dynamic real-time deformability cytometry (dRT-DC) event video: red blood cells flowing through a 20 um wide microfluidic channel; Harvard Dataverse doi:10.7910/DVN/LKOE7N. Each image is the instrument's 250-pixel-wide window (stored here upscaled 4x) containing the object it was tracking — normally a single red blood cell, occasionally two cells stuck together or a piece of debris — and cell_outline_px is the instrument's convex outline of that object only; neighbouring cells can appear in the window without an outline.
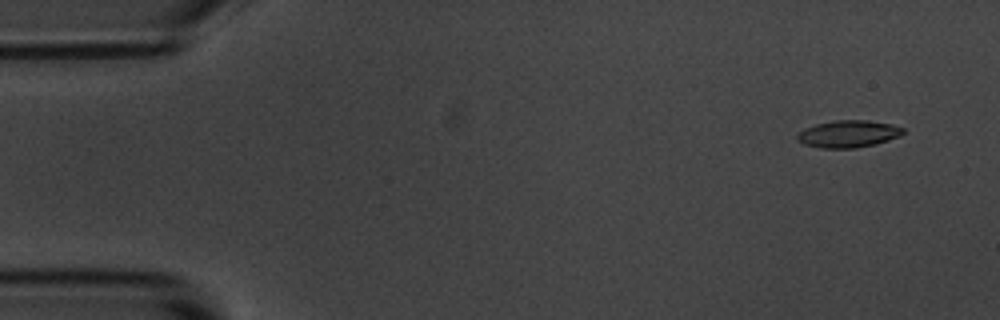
{"species": "common noctule bat (a hibernating species)", "species_latin": "Nyctalus noctula", "temperature_condition": "room temperature", "stored_images_in_passage": 8, "camera_frame_rate_fps": 3000, "um_per_image_px": 0.085, "animal": {"sex": "male", "body_mass_g": 20.1, "forearm_length_mm": 53.5}, "frame": {"image": 1, "passage_image": 1, "time_ms": 0.0, "image_size_px": [1000, 320], "cell_outline_px": [[904, 132], [900, 136], [876, 144], [856, 148], [820, 148], [804, 144], [796, 140], [796, 132], [804, 128], [816, 124], [836, 120], [864, 120], [892, 124], [904, 128]], "centroid_in_image_um": [72.07, 11.38], "position_along_channel_um": 12.9, "area_um2": 16.88}}
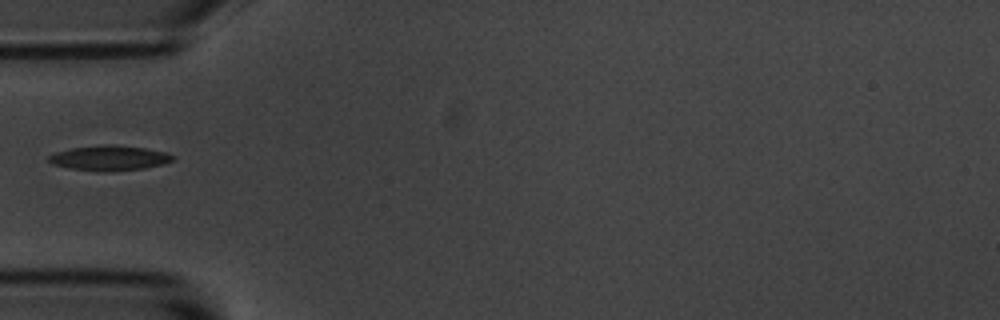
{"frame": {"image": 2, "passage_image": 5, "time_ms": 4.667, "image_size_px": [1000, 320], "cell_outline_px": [[176, 156], [172, 160], [164, 164], [144, 168], [108, 172], [96, 172], [72, 168], [52, 164], [48, 160], [48, 156], [56, 152], [72, 148], [108, 144], [112, 144], [144, 148], [164, 152]], "centroid_in_image_um": [9.3, 13.44], "position_along_channel_um": 75.7, "area_um2": 18.03}}
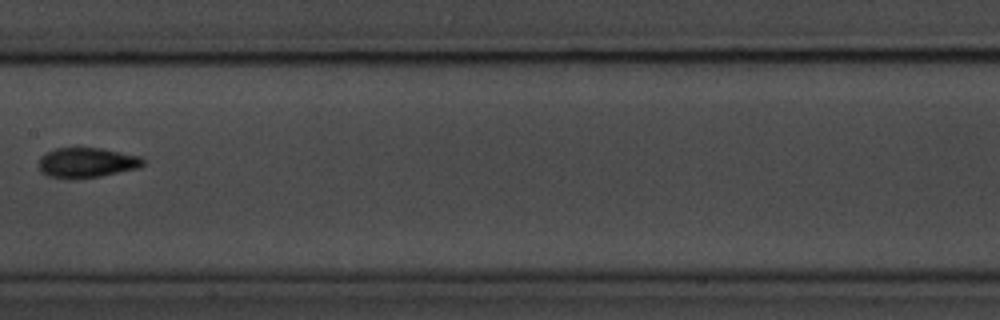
{"frame": {"image": 3, "passage_image": 8, "time_ms": 8.0, "image_size_px": [1000, 320], "cell_outline_px": [[144, 164], [140, 168], [100, 176], [48, 176], [40, 172], [40, 156], [56, 148], [100, 148], [140, 156], [144, 160]], "centroid_in_image_um": [7.42, 13.79], "position_along_channel_um": 200.0, "area_um2": 17.57}}